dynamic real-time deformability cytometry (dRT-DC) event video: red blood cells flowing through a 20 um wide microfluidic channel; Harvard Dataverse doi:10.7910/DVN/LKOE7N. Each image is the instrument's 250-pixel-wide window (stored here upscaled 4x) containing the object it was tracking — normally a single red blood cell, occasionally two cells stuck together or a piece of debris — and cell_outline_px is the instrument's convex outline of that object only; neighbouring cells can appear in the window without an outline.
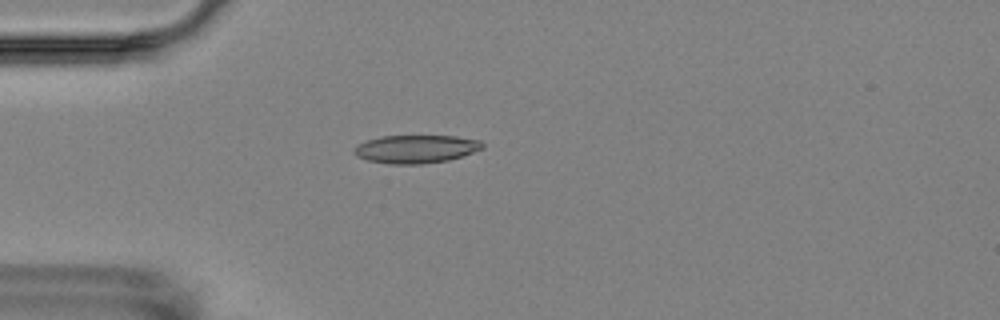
{"species": "Egyptian fruit bat (a non-hibernating species)", "species_latin": "Rousettus aegyptiacus", "temperature_condition": "room temperature", "stored_images_in_passage": 9, "camera_frame_rate_fps": 3000, "um_per_image_px": 0.085, "animal": {"sex": "female"}, "frame": {"image": 1, "passage_image": 3, "time_ms": 3.333, "image_size_px": [1000, 320], "cell_outline_px": [[484, 148], [448, 160], [420, 164], [388, 164], [368, 160], [356, 156], [352, 152], [352, 148], [368, 140], [380, 136], [456, 136], [480, 140], [484, 144]], "centroid_in_image_um": [35.33, 12.66], "position_along_channel_um": 49.7, "area_um2": 20.98}}
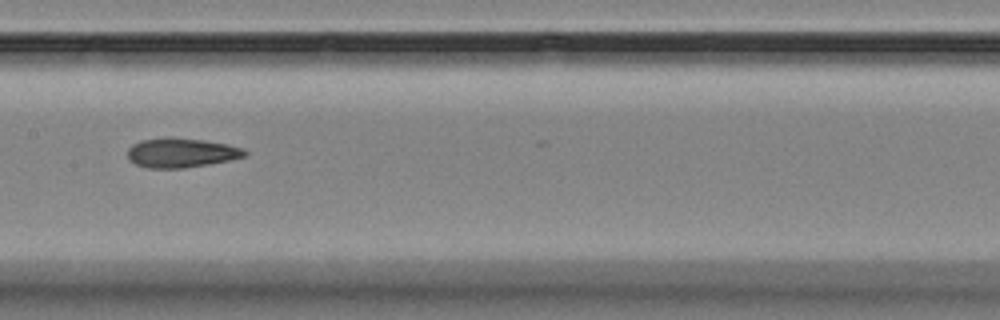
{"frame": {"image": 2, "passage_image": 7, "time_ms": 7.667, "image_size_px": [1000, 320], "cell_outline_px": [[248, 156], [232, 160], [184, 168], [148, 168], [136, 164], [128, 160], [128, 148], [132, 144], [140, 140], [164, 136], [172, 136], [204, 140], [228, 144], [244, 148], [248, 152]], "centroid_in_image_um": [15.42, 12.97], "position_along_channel_um": 192.0, "area_um2": 20.63}}
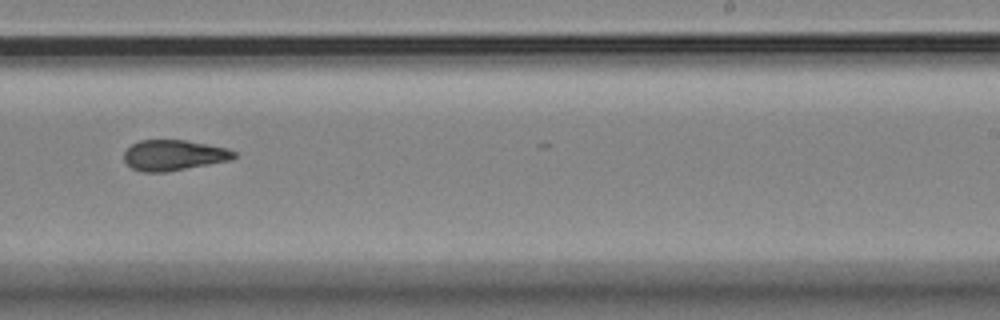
{"frame": {"image": 3, "passage_image": 9, "time_ms": 10.0, "image_size_px": [1000, 320], "cell_outline_px": [[236, 156], [232, 160], [164, 172], [144, 172], [132, 168], [124, 160], [124, 152], [132, 144], [140, 140], [184, 140], [208, 144], [228, 148], [236, 152]], "centroid_in_image_um": [14.79, 13.18], "position_along_channel_um": 274.2, "area_um2": 19.54}}